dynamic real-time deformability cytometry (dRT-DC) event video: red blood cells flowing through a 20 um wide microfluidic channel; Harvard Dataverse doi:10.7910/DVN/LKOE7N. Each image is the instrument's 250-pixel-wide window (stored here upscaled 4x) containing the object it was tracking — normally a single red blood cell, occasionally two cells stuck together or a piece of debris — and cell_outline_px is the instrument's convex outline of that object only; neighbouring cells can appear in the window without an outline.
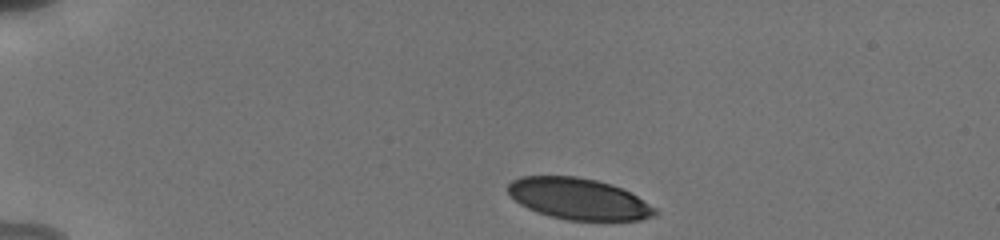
{"species": "human", "species_latin": "Homo sapiens", "temperature_condition": "cold", "stored_images_in_passage": 43, "camera_frame_rate_fps": 3000, "um_per_image_px": 0.085, "donor": {"sex": "male"}, "frame": {"image": 1, "passage_image": 1, "time_ms": 0.0, "image_size_px": [1000, 240], "cell_outline_px": [[660, 212], [656, 216], [640, 220], [568, 220], [552, 216], [528, 208], [520, 204], [508, 192], [508, 184], [512, 180], [520, 176], [576, 176], [596, 180], [612, 184], [636, 196], [656, 208]], "centroid_in_image_um": [49.2, 16.9], "position_along_channel_um": 35.8, "area_um2": 35.14}}
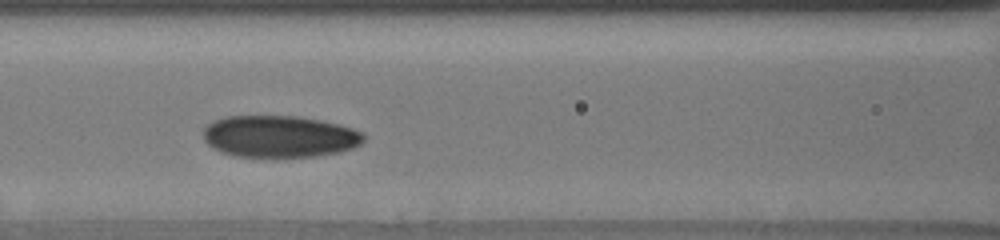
{"frame": {"image": 2, "passage_image": 16, "time_ms": 4.667, "image_size_px": [1000, 240], "cell_outline_px": [[364, 140], [360, 144], [352, 148], [336, 152], [316, 156], [236, 156], [220, 152], [212, 148], [204, 140], [204, 128], [208, 124], [216, 120], [228, 116], [300, 116], [320, 120], [352, 128], [364, 132]], "centroid_in_image_um": [23.75, 11.59], "position_along_channel_um": 142.9, "area_um2": 38.84}}
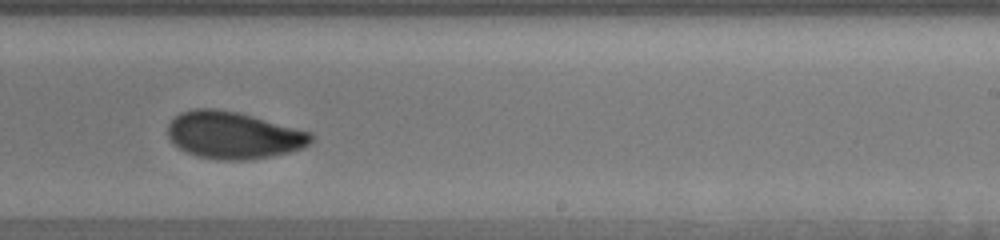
{"frame": {"image": 3, "passage_image": 27, "time_ms": 8.0, "image_size_px": [1000, 240], "cell_outline_px": [[312, 140], [308, 144], [300, 148], [288, 152], [272, 156], [252, 160], [220, 160], [196, 156], [184, 152], [172, 144], [168, 136], [168, 124], [180, 112], [196, 108], [216, 108], [240, 112], [312, 132]], "centroid_in_image_um": [19.81, 11.49], "position_along_channel_um": 269.2, "area_um2": 39.71}, "authors_computed_cell_mechanics": {"area_um2": 38.5526, "velocity_mm_per_s": 3.8083, "shape_relaxation_time_tau1_ms": 3.5229, "shape_relaxation_time_tau2_ms": 1.3973, "deformation_change_tau1": 0.11, "deformation_change_tau2": 0.0438}}